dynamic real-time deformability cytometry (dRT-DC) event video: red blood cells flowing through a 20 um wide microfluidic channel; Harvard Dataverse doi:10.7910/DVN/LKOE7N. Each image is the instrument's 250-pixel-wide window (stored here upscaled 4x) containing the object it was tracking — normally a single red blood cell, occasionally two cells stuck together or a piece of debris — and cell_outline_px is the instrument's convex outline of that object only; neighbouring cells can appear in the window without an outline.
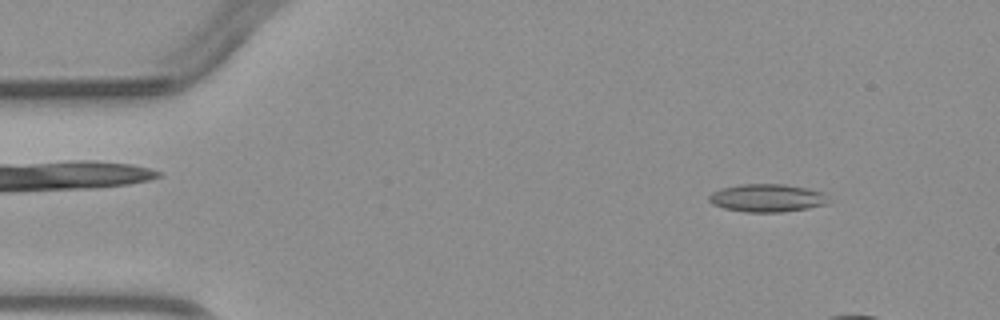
{"species": "common noctule bat (a hibernating species)", "species_latin": "Nyctalus noctula", "temperature_condition": "warm", "stored_images_in_passage": 3, "camera_frame_rate_fps": 3000, "um_per_image_px": 0.085, "animal": {"sex": "male", "body_mass_g": 23.1, "forearm_length_mm": 52.7}, "frame": {"image": 1, "passage_image": 1, "time_ms": 0.0, "image_size_px": [1000, 320], "cell_outline_px": [[832, 200], [828, 204], [808, 208], [784, 212], [744, 212], [724, 208], [712, 204], [708, 200], [708, 196], [712, 192], [720, 188], [740, 184], [784, 184], [808, 188], [824, 192]], "centroid_in_image_um": [65.24, 16.83], "position_along_channel_um": 19.8, "area_um2": 19.83}}